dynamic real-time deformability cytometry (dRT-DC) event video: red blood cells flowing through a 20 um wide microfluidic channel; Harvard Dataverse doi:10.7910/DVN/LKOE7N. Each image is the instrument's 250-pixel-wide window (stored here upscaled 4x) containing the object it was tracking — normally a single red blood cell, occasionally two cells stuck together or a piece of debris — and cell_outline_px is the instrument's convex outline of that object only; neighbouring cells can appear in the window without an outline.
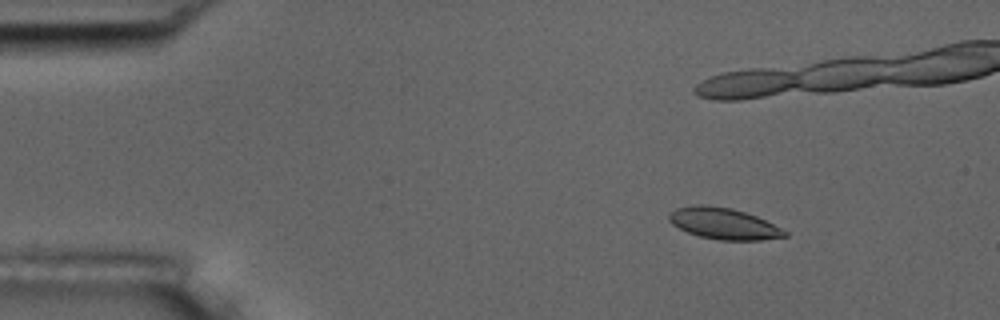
{"species": "common noctule bat (a hibernating species)", "species_latin": "Nyctalus noctula", "temperature_condition": "room temperature", "stored_images_in_passage": 8, "camera_frame_rate_fps": 3000, "um_per_image_px": 0.085, "animal": {"sex": "male", "body_mass_g": 17.5, "forearm_length_mm": 52.3}, "frame": {"image": 1, "passage_image": 2, "time_ms": 1.333, "image_size_px": [1000, 320], "cell_outline_px": [[788, 236], [760, 240], [720, 240], [700, 236], [688, 232], [672, 224], [668, 220], [668, 212], [676, 208], [692, 204], [708, 204], [732, 208], [756, 216], [788, 232]], "centroid_in_image_um": [61.46, 18.98], "position_along_channel_um": 23.5, "area_um2": 21.15}}